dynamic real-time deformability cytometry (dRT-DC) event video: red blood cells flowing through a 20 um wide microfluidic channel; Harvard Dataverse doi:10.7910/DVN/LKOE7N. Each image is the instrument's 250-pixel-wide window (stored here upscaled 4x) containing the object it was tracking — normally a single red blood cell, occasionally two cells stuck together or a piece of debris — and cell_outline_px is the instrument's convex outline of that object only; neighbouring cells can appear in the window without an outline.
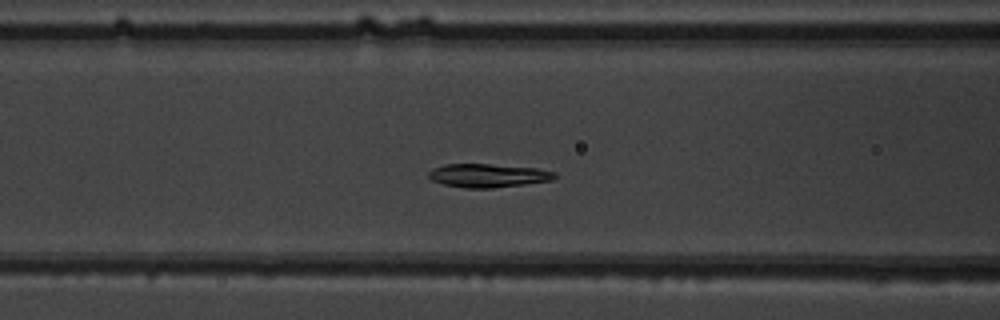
{"species": "common noctule bat (a hibernating species)", "species_latin": "Nyctalus noctula", "temperature_condition": "warm", "stored_images_in_passage": 29, "camera_frame_rate_fps": 3000, "um_per_image_px": 0.085, "animal": {"sex": "male", "body_mass_g": 19.5, "forearm_length_mm": 54.6}, "frame": {"image": 1, "passage_image": 10, "time_ms": 3.0, "image_size_px": [1000, 320], "cell_outline_px": [[556, 176], [552, 180], [524, 184], [492, 188], [464, 188], [444, 184], [432, 180], [428, 176], [428, 172], [432, 168], [444, 164], [488, 164], [536, 168], [556, 172]], "centroid_in_image_um": [41.46, 14.92], "position_along_channel_um": 125.1, "area_um2": 17.22}}
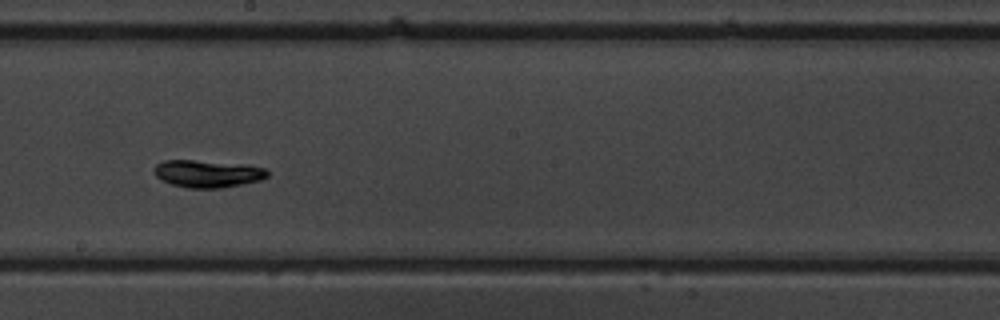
{"frame": {"image": 2, "passage_image": 18, "time_ms": 5.667, "image_size_px": [1000, 320], "cell_outline_px": [[268, 176], [260, 180], [220, 188], [188, 188], [172, 184], [160, 180], [152, 172], [152, 168], [156, 164], [164, 160], [192, 160], [248, 164], [264, 168], [268, 172]], "centroid_in_image_um": [17.6, 14.75], "position_along_channel_um": 230.6, "area_um2": 18.21}}
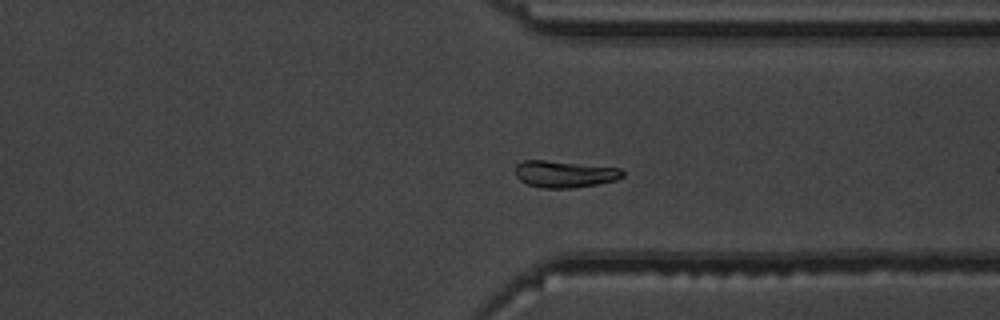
{"frame": {"image": 3, "passage_image": 28, "time_ms": 9.0, "image_size_px": [1000, 320], "cell_outline_px": [[624, 176], [616, 180], [596, 184], [572, 188], [540, 188], [528, 184], [520, 180], [516, 176], [516, 164], [524, 160], [544, 160], [620, 168], [624, 172]], "centroid_in_image_um": [47.98, 14.8], "position_along_channel_um": 363.4, "area_um2": 16.65}}